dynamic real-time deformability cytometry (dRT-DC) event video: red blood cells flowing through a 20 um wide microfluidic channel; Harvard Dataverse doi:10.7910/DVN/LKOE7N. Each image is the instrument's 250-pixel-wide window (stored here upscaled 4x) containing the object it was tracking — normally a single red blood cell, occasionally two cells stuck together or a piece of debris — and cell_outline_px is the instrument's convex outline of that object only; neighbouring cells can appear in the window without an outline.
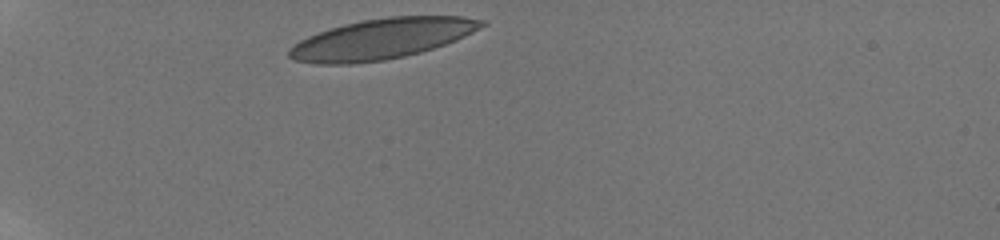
{"species": "human", "species_latin": "Homo sapiens", "temperature_condition": "room temperature", "stored_images_in_passage": 21, "camera_frame_rate_fps": 3000, "um_per_image_px": 0.085, "donor": {"sex": "male"}, "frame": {"image": 1, "passage_image": 1, "time_ms": 0.0, "image_size_px": [1000, 240], "cell_outline_px": [[488, 24], [456, 40], [420, 52], [404, 56], [384, 60], [352, 64], [316, 64], [296, 60], [288, 56], [288, 48], [300, 40], [308, 36], [344, 24], [364, 20], [388, 16], [460, 16], [488, 20]], "centroid_in_image_um": [32.46, 3.3], "position_along_channel_um": 52.5, "area_um2": 45.2}}
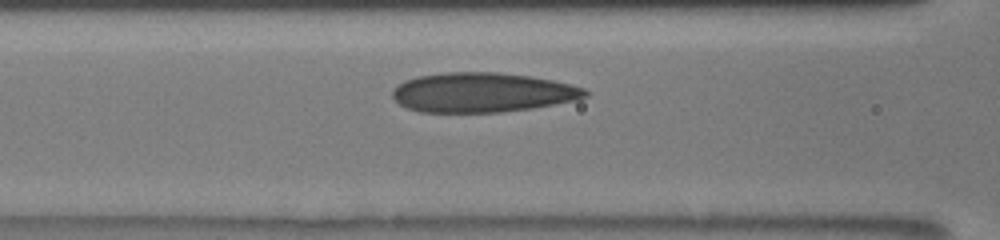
{"frame": {"image": 2, "passage_image": 10, "time_ms": 3.0, "image_size_px": [1000, 240], "cell_outline_px": [[588, 96], [576, 100], [532, 108], [500, 112], [420, 112], [408, 108], [400, 104], [392, 96], [392, 88], [404, 80], [416, 76], [444, 72], [496, 72], [528, 76], [552, 80], [584, 88], [588, 92]], "centroid_in_image_um": [40.96, 7.85], "position_along_channel_um": 125.6, "area_um2": 44.45}}
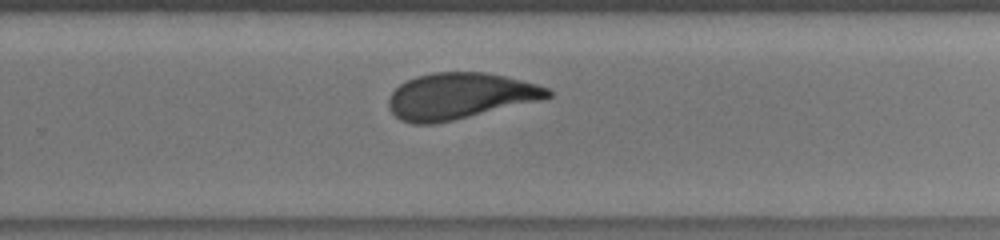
{"frame": {"image": 3, "passage_image": 21, "time_ms": 6.667, "image_size_px": [1000, 240], "cell_outline_px": [[552, 96], [540, 100], [452, 120], [432, 124], [412, 124], [400, 120], [388, 108], [388, 100], [392, 92], [400, 84], [416, 76], [432, 72], [484, 72], [504, 76], [536, 84], [548, 88], [552, 92]], "centroid_in_image_um": [39.05, 8.16], "position_along_channel_um": 290.8, "area_um2": 42.48}}